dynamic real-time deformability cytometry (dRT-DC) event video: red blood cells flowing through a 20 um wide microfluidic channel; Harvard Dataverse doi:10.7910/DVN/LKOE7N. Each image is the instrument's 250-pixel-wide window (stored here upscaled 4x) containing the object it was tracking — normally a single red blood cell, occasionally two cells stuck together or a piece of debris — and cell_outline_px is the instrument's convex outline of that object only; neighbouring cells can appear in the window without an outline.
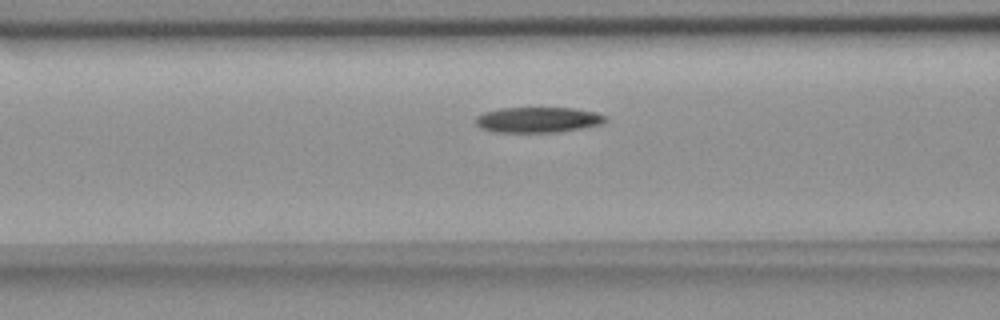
{"species": "common noctule bat (a hibernating species)", "species_latin": "Nyctalus noctula", "temperature_condition": "room temperature", "stored_images_in_passage": 4, "camera_frame_rate_fps": 3000, "um_per_image_px": 0.085, "animal": {"sex": "female", "body_mass_g": 18.4}, "frame": {"image": 1, "passage_image": 4, "time_ms": 4.333, "image_size_px": [1000, 320], "cell_outline_px": [[608, 120], [600, 124], [580, 128], [556, 132], [496, 132], [480, 128], [476, 124], [476, 116], [484, 112], [500, 108], [576, 108], [596, 112], [608, 116]], "centroid_in_image_um": [45.73, 10.17], "position_along_channel_um": 120.9, "area_um2": 19.31}}